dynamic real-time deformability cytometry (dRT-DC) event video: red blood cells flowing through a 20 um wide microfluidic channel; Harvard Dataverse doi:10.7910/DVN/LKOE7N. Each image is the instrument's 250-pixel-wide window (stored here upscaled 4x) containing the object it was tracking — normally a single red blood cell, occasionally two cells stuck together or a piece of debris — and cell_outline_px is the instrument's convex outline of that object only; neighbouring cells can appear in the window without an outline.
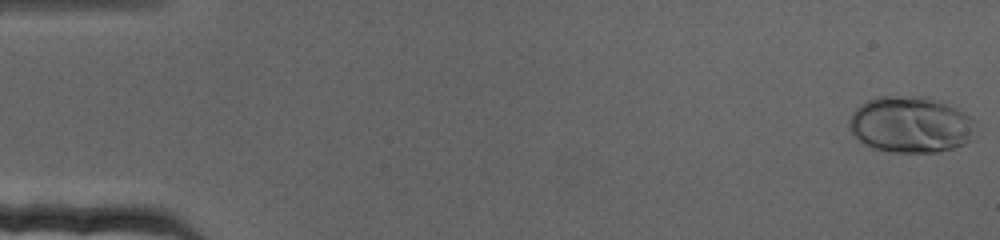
{"species": "human", "species_latin": "Homo sapiens", "temperature_condition": "cold", "stored_images_in_passage": 71, "camera_frame_rate_fps": 3000, "um_per_image_px": 0.085, "donor": {"sex": "female"}, "frame": {"image": 1, "passage_image": 1, "time_ms": 0.0, "image_size_px": [1000, 240], "cell_outline_px": [[976, 124], [972, 140], [964, 144], [952, 148], [936, 152], [892, 152], [872, 148], [864, 144], [848, 128], [848, 124], [852, 112], [860, 104], [868, 100], [880, 96], [928, 96], [956, 108], [972, 116], [976, 120]], "centroid_in_image_um": [77.43, 10.58], "position_along_channel_um": 7.6, "area_um2": 41.85}}
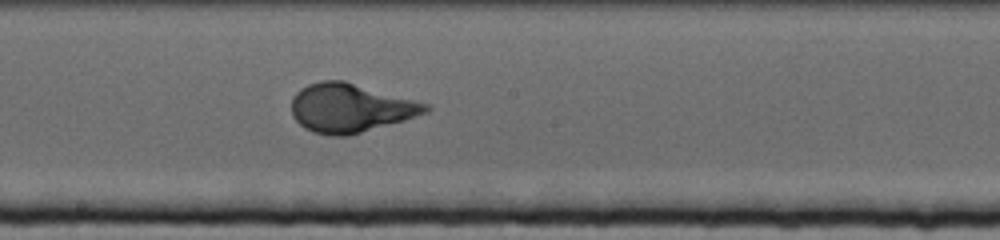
{"frame": {"image": 2, "passage_image": 39, "time_ms": 12.667, "image_size_px": [1000, 240], "cell_outline_px": [[432, 108], [428, 112], [404, 120], [348, 136], [332, 136], [312, 132], [304, 128], [292, 116], [292, 96], [300, 88], [308, 84], [320, 80], [344, 80], [428, 104]], "centroid_in_image_um": [29.74, 9.17], "position_along_channel_um": 218.5, "area_um2": 38.09}}
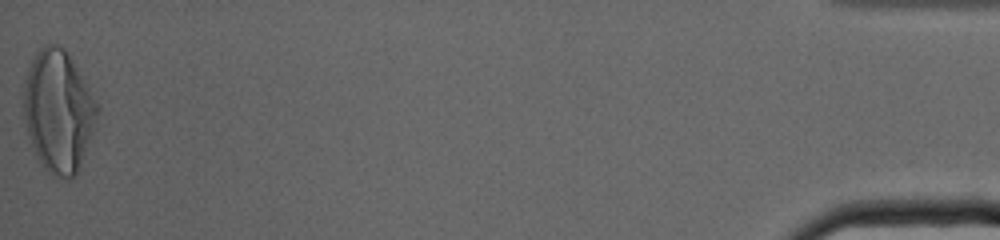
{"frame": {"image": 3, "passage_image": 71, "time_ms": 23.333, "image_size_px": [1000, 240], "cell_outline_px": [[100, 112], [80, 164], [76, 172], [72, 176], [52, 176], [40, 164], [36, 156], [28, 136], [24, 120], [20, 92], [28, 68], [32, 60], [40, 48], [44, 44], [56, 44], [64, 48], [100, 108]], "centroid_in_image_um": [4.9, 9.42], "position_along_channel_um": 430.3, "area_um2": 52.14}}